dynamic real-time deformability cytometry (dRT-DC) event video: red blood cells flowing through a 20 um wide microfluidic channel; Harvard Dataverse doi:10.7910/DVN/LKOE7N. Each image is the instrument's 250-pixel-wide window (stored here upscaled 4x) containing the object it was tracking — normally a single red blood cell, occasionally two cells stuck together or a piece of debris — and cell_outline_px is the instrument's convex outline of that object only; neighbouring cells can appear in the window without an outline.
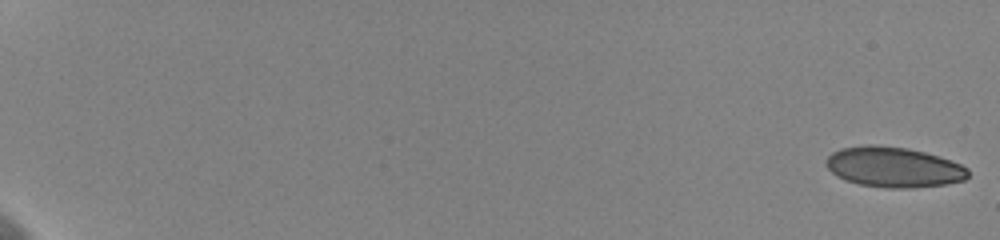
{"species": "human", "species_latin": "Homo sapiens", "temperature_condition": "cold", "stored_images_in_passage": 11, "camera_frame_rate_fps": 3000, "um_per_image_px": 0.085, "donor": {"sex": "female"}, "frame": {"image": 1, "passage_image": 1, "time_ms": 0.0, "image_size_px": [1000, 240], "cell_outline_px": [[968, 176], [964, 180], [944, 184], [912, 188], [888, 188], [860, 184], [844, 180], [836, 176], [824, 164], [824, 160], [832, 152], [840, 148], [868, 144], [908, 148], [924, 152], [960, 164], [968, 168]], "centroid_in_image_um": [75.9, 14.2], "position_along_channel_um": 9.1, "area_um2": 33.29}}